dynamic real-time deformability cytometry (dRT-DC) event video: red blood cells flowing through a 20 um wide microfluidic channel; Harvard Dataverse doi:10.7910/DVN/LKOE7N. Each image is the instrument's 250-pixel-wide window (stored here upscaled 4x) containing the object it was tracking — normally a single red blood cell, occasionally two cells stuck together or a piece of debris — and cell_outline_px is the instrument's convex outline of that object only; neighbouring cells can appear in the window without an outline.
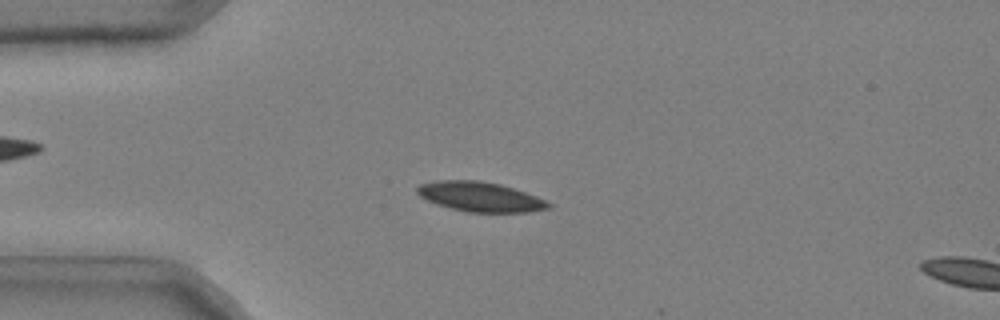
{"species": "common noctule bat (a hibernating species)", "species_latin": "Nyctalus noctula", "temperature_condition": "cold", "stored_images_in_passage": 15, "camera_frame_rate_fps": 3000, "um_per_image_px": 0.085, "animal": {"sex": "male", "body_mass_g": 20.4}, "frame": {"image": 1, "passage_image": 12, "time_ms": 3.667, "image_size_px": [1000, 320], "cell_outline_px": [[552, 208], [528, 212], [468, 212], [436, 204], [420, 196], [416, 192], [416, 188], [420, 184], [436, 180], [480, 180], [500, 184], [536, 196], [552, 204]], "centroid_in_image_um": [40.81, 16.72], "position_along_channel_um": 44.2, "area_um2": 22.66}}